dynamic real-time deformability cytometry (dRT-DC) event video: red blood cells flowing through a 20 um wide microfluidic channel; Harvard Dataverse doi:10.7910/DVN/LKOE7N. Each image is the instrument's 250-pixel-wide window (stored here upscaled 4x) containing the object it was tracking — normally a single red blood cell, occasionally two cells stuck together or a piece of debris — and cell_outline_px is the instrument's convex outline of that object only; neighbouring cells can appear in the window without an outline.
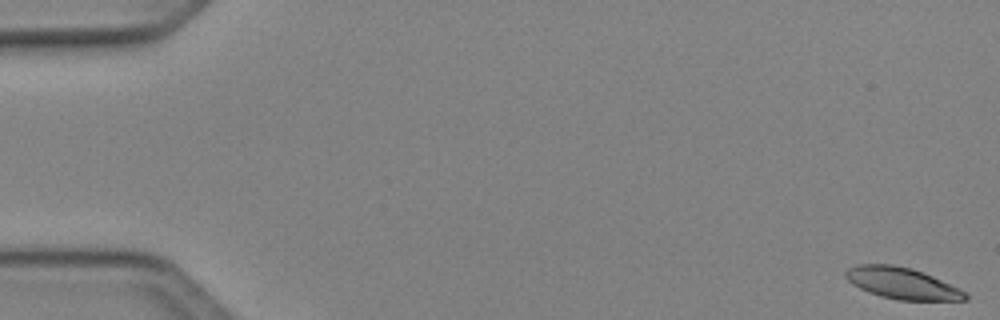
{"species": "Egyptian fruit bat (a non-hibernating species)", "species_latin": "Rousettus aegyptiacus", "temperature_condition": "cold", "stored_images_in_passage": 50, "camera_frame_rate_fps": 3000, "um_per_image_px": 0.085, "animal": {"sex": "female"}, "frame": {"image": 1, "passage_image": 1, "time_ms": 0.0, "image_size_px": [1000, 320], "cell_outline_px": [[968, 300], [900, 300], [880, 296], [868, 292], [852, 284], [844, 276], [844, 272], [848, 268], [856, 264], [892, 264], [912, 268], [932, 276], [960, 288], [968, 296]], "centroid_in_image_um": [76.65, 24.07], "position_along_channel_um": 8.4, "area_um2": 21.91}}
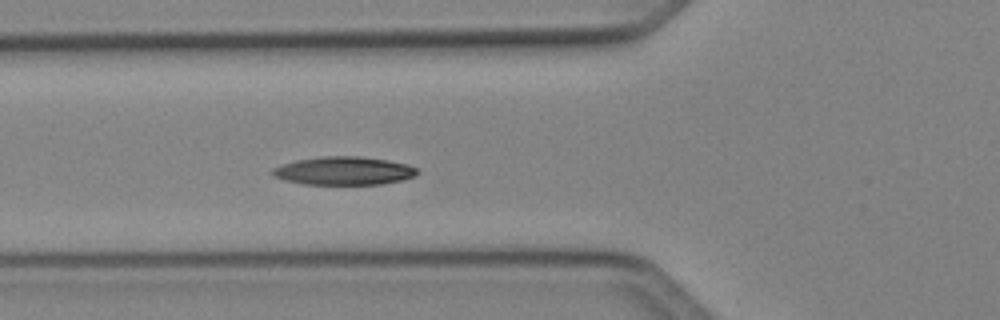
{"frame": {"image": 2, "passage_image": 19, "time_ms": 6.0, "image_size_px": [1000, 320], "cell_outline_px": [[420, 172], [416, 176], [404, 180], [380, 184], [304, 184], [284, 180], [272, 176], [272, 168], [296, 160], [320, 156], [360, 156], [388, 160], [408, 164], [416, 168]], "centroid_in_image_um": [29.26, 14.52], "position_along_channel_um": 96.5, "area_um2": 23.99}}
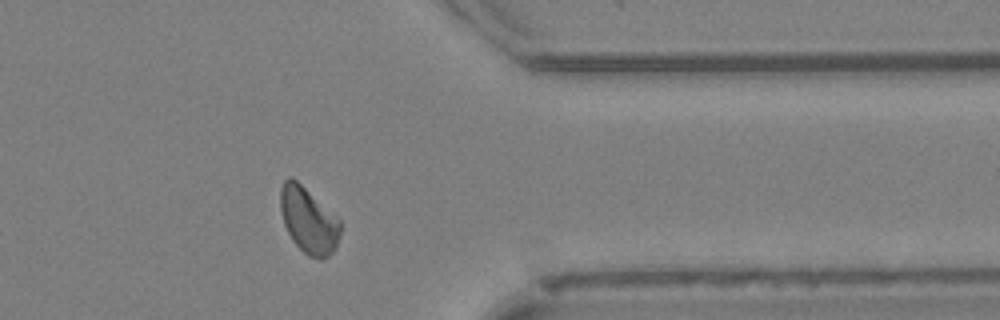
{"frame": {"image": 3, "passage_image": 41, "time_ms": 13.333, "image_size_px": [1000, 320], "cell_outline_px": [[340, 232], [336, 244], [332, 252], [324, 260], [320, 260], [308, 256], [292, 240], [284, 224], [280, 208], [280, 188], [284, 180], [288, 176], [292, 176], [340, 220]], "centroid_in_image_um": [26.19, 18.73], "position_along_channel_um": 385.2, "area_um2": 22.83}, "authors_computed_cell_mechanics": {"area_um2": 22.8888, "velocity_mm_per_s": 4.0801, "shape_relaxation_time_tau1_ms": 4.1827, "shape_relaxation_time_tau2_ms": null, "deformation_change_tau1": 0.1206, "deformation_change_tau2": null}}